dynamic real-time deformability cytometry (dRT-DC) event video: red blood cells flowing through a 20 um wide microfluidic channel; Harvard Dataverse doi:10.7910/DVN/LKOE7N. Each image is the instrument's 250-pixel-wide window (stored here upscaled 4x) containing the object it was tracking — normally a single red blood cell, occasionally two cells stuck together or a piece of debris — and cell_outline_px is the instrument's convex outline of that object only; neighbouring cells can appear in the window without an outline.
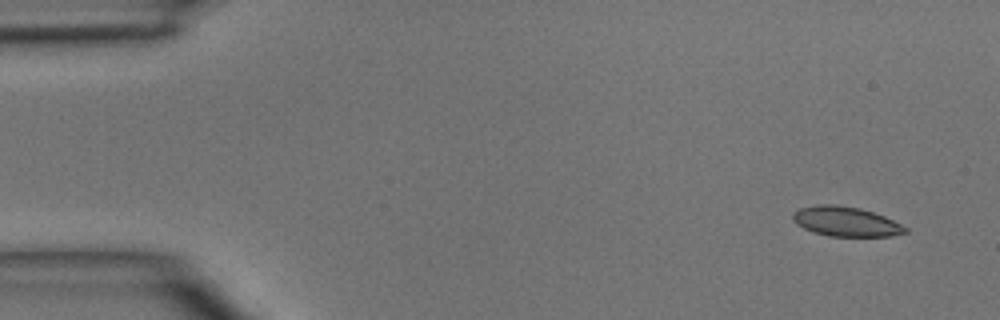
{"species": "common noctule bat (a hibernating species)", "species_latin": "Nyctalus noctula", "temperature_condition": "room temperature", "stored_images_in_passage": 5, "camera_frame_rate_fps": 3000, "um_per_image_px": 0.085, "animal": {"sex": "male", "body_mass_g": 15.6}, "frame": {"image": 1, "passage_image": 1, "time_ms": 0.0, "image_size_px": [1000, 320], "cell_outline_px": [[908, 232], [892, 236], [828, 236], [812, 232], [796, 224], [792, 220], [792, 212], [800, 208], [820, 204], [836, 204], [860, 208], [884, 216], [908, 228]], "centroid_in_image_um": [71.87, 18.83], "position_along_channel_um": 13.1, "area_um2": 19.54}}